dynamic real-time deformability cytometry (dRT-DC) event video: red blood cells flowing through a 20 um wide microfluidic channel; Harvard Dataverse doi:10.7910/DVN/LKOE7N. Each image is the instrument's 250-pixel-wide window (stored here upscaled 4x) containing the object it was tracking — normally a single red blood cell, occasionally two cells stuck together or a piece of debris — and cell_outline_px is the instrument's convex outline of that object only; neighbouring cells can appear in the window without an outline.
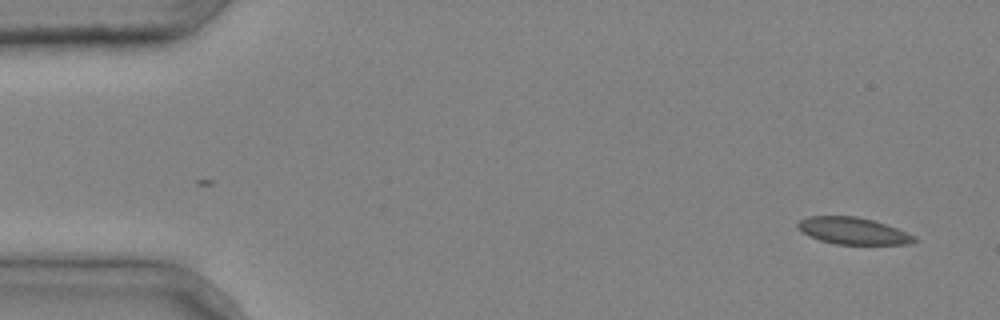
{"species": "common noctule bat (a hibernating species)", "species_latin": "Nyctalus noctula", "temperature_condition": "cold", "stored_images_in_passage": 4, "camera_frame_rate_fps": 3000, "um_per_image_px": 0.085, "animal": {"sex": "male", "body_mass_g": 20.4}, "frame": {"image": 1, "passage_image": 1, "time_ms": 0.0, "image_size_px": [1000, 320], "cell_outline_px": [[920, 240], [912, 244], [836, 244], [820, 240], [808, 236], [800, 232], [796, 228], [796, 224], [800, 220], [808, 216], [856, 216], [872, 220], [896, 228], [916, 236]], "centroid_in_image_um": [72.49, 19.63], "position_along_channel_um": 12.5, "area_um2": 18.38}}
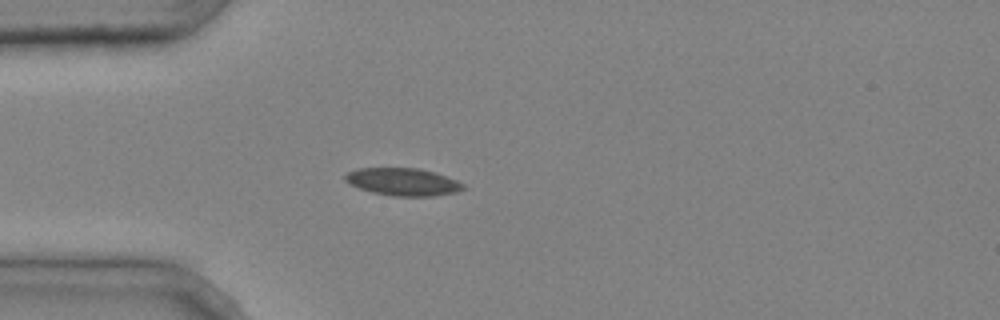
{"frame": {"image": 2, "passage_image": 4, "time_ms": 1.0, "image_size_px": [1000, 320], "cell_outline_px": [[464, 188], [456, 192], [432, 196], [392, 196], [372, 192], [360, 188], [344, 180], [344, 176], [348, 172], [356, 168], [416, 168], [432, 172], [456, 180], [464, 184]], "centroid_in_image_um": [34.22, 15.46], "position_along_channel_um": 50.8, "area_um2": 18.67}}